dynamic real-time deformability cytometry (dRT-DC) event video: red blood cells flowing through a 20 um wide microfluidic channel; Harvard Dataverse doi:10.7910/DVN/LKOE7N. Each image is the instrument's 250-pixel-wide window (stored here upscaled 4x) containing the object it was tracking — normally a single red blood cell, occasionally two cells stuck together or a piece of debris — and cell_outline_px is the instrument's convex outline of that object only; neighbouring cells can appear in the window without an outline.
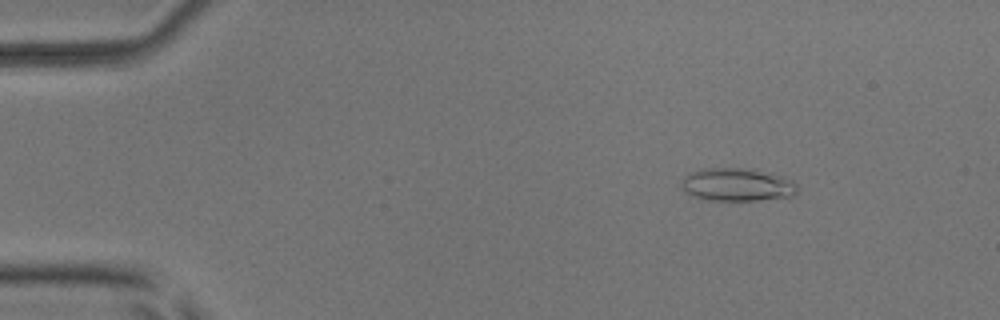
{"species": "common noctule bat (a hibernating species)", "species_latin": "Nyctalus noctula", "temperature_condition": "room temperature", "stored_images_in_passage": 54, "camera_frame_rate_fps": 3000, "um_per_image_px": 0.085, "animal": {"sex": "male", "body_mass_g": 17.9, "forearm_length_mm": 54.2}, "frame": {"image": 1, "passage_image": 8, "time_ms": 2.333, "image_size_px": [1000, 320], "cell_outline_px": [[800, 188], [796, 196], [760, 200], [708, 200], [684, 192], [680, 184], [680, 180], [688, 172], [704, 168], [752, 168], [772, 172], [792, 180]], "centroid_in_image_um": [62.69, 15.68], "position_along_channel_um": 22.3, "area_um2": 22.89}}
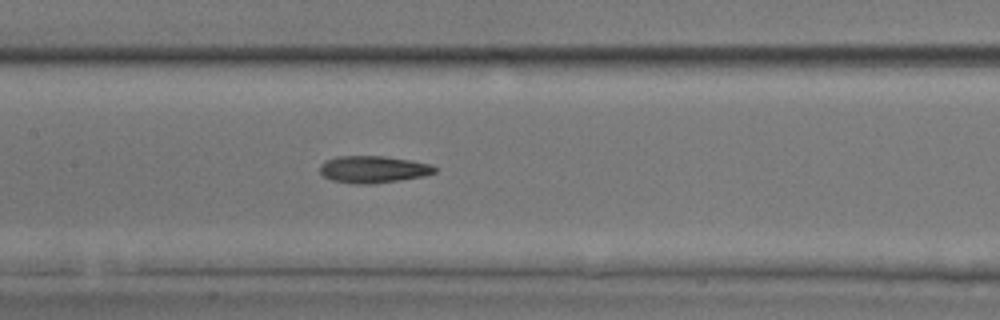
{"frame": {"image": 2, "passage_image": 27, "time_ms": 8.667, "image_size_px": [1000, 320], "cell_outline_px": [[436, 172], [424, 176], [400, 180], [372, 184], [352, 184], [332, 180], [324, 176], [320, 172], [320, 164], [324, 160], [336, 156], [384, 156], [412, 160], [432, 164], [436, 168]], "centroid_in_image_um": [31.72, 14.39], "position_along_channel_um": 175.7, "area_um2": 18.32}}
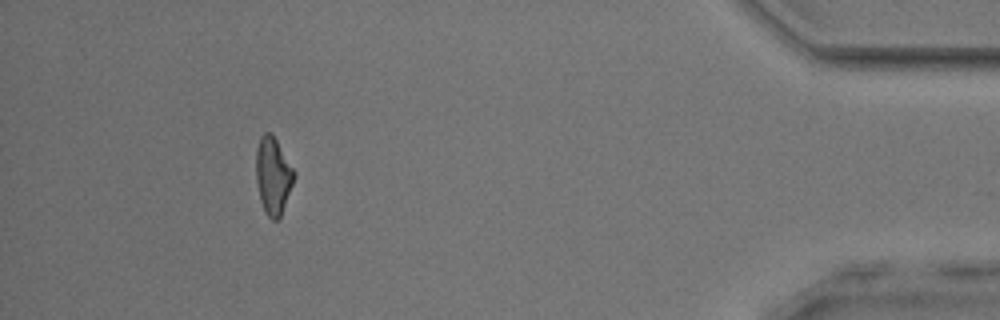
{"frame": {"image": 3, "passage_image": 50, "time_ms": 16.333, "image_size_px": [1000, 320], "cell_outline_px": [[296, 176], [280, 220], [272, 220], [268, 216], [260, 200], [256, 180], [256, 148], [260, 136], [264, 132], [272, 132], [296, 172]], "centroid_in_image_um": [23.23, 14.92], "position_along_channel_um": 412.0, "area_um2": 17.46}, "authors_computed_cell_mechanics": {"area_um2": 18.1492, "velocity_mm_per_s": 3.845, "shape_relaxation_time_tau1_ms": 3.1618, "shape_relaxation_time_tau2_ms": 5.0454, "deformation_change_tau1": 0.1151, "deformation_change_tau2": 0.1205}}